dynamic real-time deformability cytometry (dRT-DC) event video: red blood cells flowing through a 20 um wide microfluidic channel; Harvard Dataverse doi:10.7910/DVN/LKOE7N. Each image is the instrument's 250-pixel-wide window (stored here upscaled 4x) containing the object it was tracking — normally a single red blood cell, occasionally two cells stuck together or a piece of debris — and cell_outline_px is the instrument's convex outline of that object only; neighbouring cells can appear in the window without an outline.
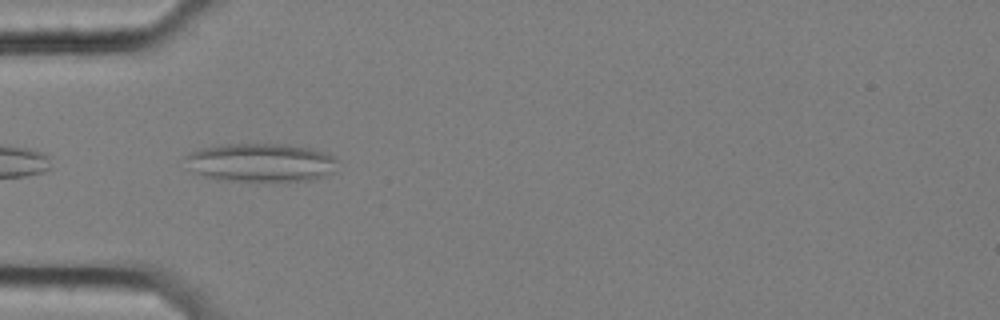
{"species": "common noctule bat (a hibernating species)", "species_latin": "Nyctalus noctula", "temperature_condition": "cold", "stored_images_in_passage": 7, "camera_frame_rate_fps": 3000, "um_per_image_px": 0.085, "animal": {"sex": "female", "body_mass_g": 25.1}, "frame": {"image": 1, "passage_image": 2, "time_ms": 0.333, "image_size_px": [1000, 320], "cell_outline_px": [[336, 172], [328, 176], [312, 180], [216, 180], [192, 172], [184, 156], [192, 152], [204, 148], [224, 144], [288, 144], [308, 148], [324, 152], [332, 156], [336, 160]], "centroid_in_image_um": [22.19, 13.82], "position_along_channel_um": 62.8, "area_um2": 33.99}}